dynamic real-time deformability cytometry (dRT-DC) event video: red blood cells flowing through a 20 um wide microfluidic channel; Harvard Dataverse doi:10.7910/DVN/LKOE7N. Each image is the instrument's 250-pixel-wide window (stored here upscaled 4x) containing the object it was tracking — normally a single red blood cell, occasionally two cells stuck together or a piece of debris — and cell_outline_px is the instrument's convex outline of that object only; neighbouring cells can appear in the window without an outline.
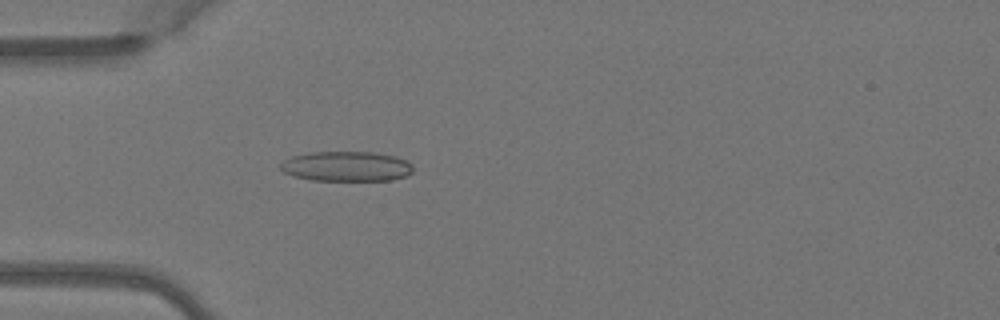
{"species": "Egyptian fruit bat (a non-hibernating species)", "species_latin": "Rousettus aegyptiacus", "temperature_condition": "warm", "stored_images_in_passage": 5, "camera_frame_rate_fps": 3000, "um_per_image_px": 0.085, "animal": {"sex": "female"}, "frame": {"image": 1, "passage_image": 5, "time_ms": 1.333, "image_size_px": [1000, 320], "cell_outline_px": [[412, 172], [408, 176], [392, 180], [312, 180], [292, 176], [284, 172], [280, 168], [280, 164], [284, 160], [292, 156], [308, 152], [372, 152], [396, 156], [412, 164]], "centroid_in_image_um": [29.44, 14.14], "position_along_channel_um": 55.6, "area_um2": 23.24}}